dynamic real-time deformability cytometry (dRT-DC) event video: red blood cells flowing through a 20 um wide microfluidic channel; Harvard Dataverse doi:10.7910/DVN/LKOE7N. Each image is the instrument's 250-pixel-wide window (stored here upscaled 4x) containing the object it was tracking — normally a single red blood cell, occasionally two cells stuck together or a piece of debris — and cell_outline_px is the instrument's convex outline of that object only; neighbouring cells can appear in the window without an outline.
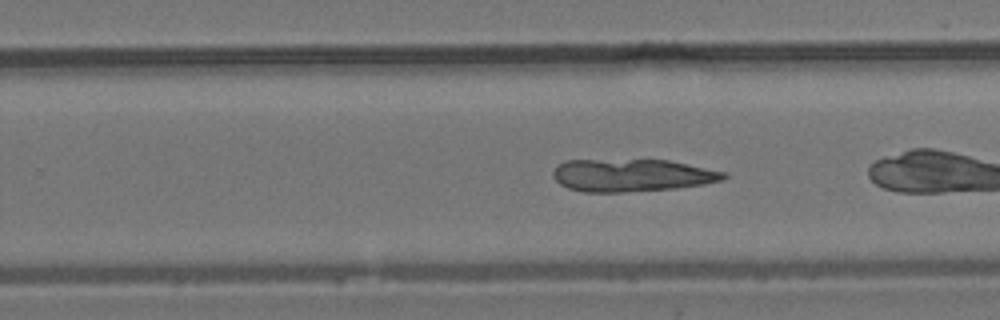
{"species": "common noctule bat (a hibernating species)", "species_latin": "Nyctalus noctula", "temperature_condition": "room temperature", "stored_images_in_passage": 37, "camera_frame_rate_fps": 3000, "um_per_image_px": 0.085, "animal": {"sex": "male", "body_mass_g": 19.2, "forearm_length_mm": 51.8}, "frame": {"image": 1, "passage_image": 16, "time_ms": 5.0, "image_size_px": [1000, 320], "cell_outline_px": [[728, 176], [724, 180], [704, 184], [676, 188], [624, 192], [584, 192], [568, 188], [560, 184], [552, 176], [552, 172], [556, 164], [564, 160], [668, 160], [728, 172]], "centroid_in_image_um": [53.71, 14.89], "position_along_channel_um": 276.1, "area_um2": 32.66}}